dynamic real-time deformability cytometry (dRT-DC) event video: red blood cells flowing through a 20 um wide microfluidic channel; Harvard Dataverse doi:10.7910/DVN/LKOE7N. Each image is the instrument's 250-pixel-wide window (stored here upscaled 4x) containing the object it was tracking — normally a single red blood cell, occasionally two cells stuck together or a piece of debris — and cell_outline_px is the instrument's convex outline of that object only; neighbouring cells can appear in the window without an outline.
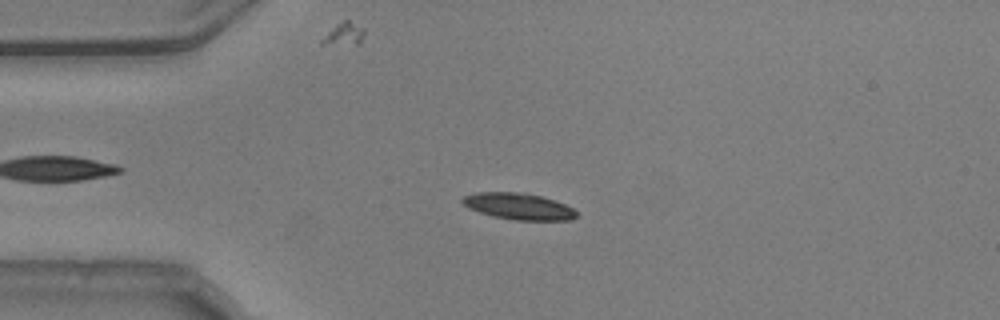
{"species": "common noctule bat (a hibernating species)", "species_latin": "Nyctalus noctula", "temperature_condition": "warm", "stored_images_in_passage": 54, "camera_frame_rate_fps": 3000, "um_per_image_px": 0.085, "animal": {"sex": "male", "body_mass_g": 20.5, "forearm_length_mm": 52.5}, "frame": {"image": 1, "passage_image": 13, "time_ms": 4.0, "image_size_px": [1000, 320], "cell_outline_px": [[576, 216], [572, 220], [516, 220], [492, 216], [468, 208], [460, 200], [464, 196], [476, 192], [524, 192], [540, 196], [564, 204], [572, 208], [576, 212]], "centroid_in_image_um": [44.05, 17.53], "position_along_channel_um": 41.0, "area_um2": 17.46}}
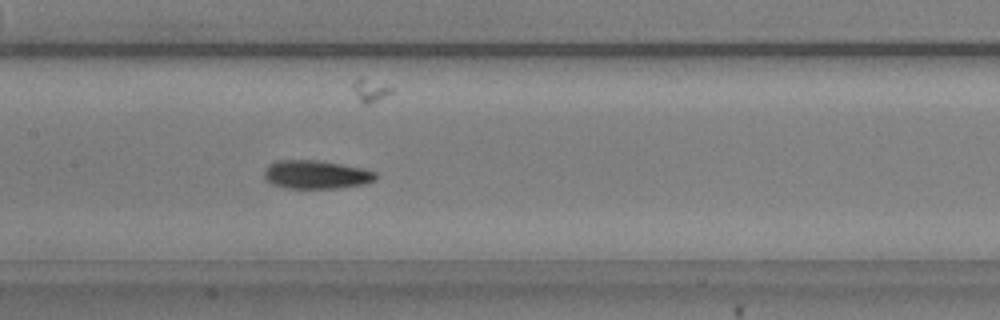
{"frame": {"image": 2, "passage_image": 26, "time_ms": 8.333, "image_size_px": [1000, 320], "cell_outline_px": [[376, 180], [364, 184], [336, 188], [284, 188], [272, 184], [264, 176], [264, 168], [268, 164], [276, 160], [320, 160], [364, 168], [376, 172]], "centroid_in_image_um": [26.86, 14.83], "position_along_channel_um": 180.5, "area_um2": 18.67}}
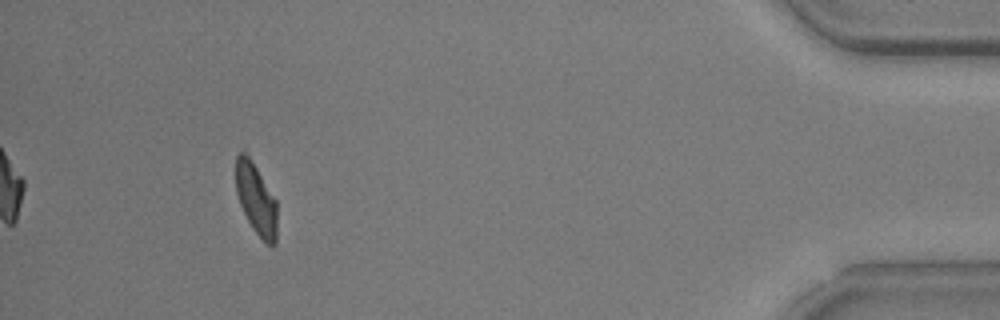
{"frame": {"image": 3, "passage_image": 50, "time_ms": 16.333, "image_size_px": [1000, 320], "cell_outline_px": [[276, 244], [268, 244], [252, 228], [240, 204], [236, 192], [236, 156], [244, 148], [276, 200]], "centroid_in_image_um": [21.75, 16.87], "position_along_channel_um": 413.5, "area_um2": 16.82}, "authors_computed_cell_mechanics": {"area_um2": 17.918, "velocity_mm_per_s": 3.7323, "shape_relaxation_time_tau1_ms": 4.5085, "shape_relaxation_time_tau2_ms": 2.9329, "deformation_change_tau1": 0.122, "deformation_change_tau2": 0.0937}}